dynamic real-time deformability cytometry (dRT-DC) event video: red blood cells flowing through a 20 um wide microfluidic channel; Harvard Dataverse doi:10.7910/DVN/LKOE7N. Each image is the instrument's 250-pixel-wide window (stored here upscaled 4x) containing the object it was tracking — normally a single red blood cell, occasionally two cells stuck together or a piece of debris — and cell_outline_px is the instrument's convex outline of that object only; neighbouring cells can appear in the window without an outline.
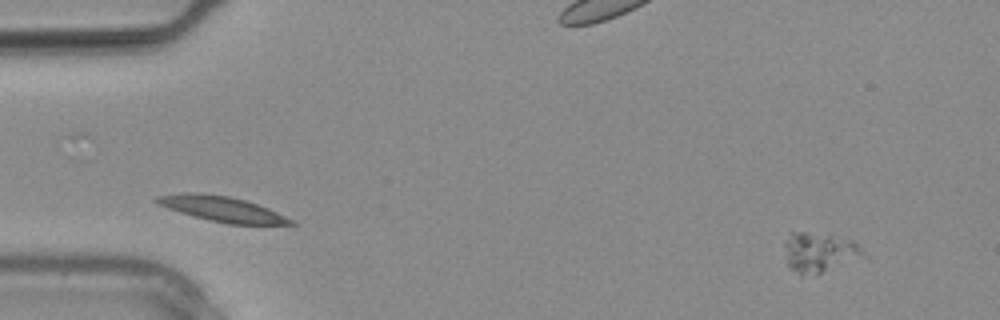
{"species": "common noctule bat (a hibernating species)", "species_latin": "Nyctalus noctula", "temperature_condition": "warm", "stored_images_in_passage": 16, "camera_frame_rate_fps": 3000, "um_per_image_px": 0.085, "animal": {"sex": "male", "body_mass_g": 20.4}, "frame": {"image": 1, "passage_image": 1, "time_ms": 0.0, "image_size_px": [1000, 320], "cell_outline_px": [[872, 256], [820, 272], [800, 276], [788, 264], [784, 244], [792, 232], [804, 232], [832, 236], [852, 240]], "centroid_in_image_um": [69.74, 21.46], "position_along_channel_um": 15.3, "area_um2": 18.09}}